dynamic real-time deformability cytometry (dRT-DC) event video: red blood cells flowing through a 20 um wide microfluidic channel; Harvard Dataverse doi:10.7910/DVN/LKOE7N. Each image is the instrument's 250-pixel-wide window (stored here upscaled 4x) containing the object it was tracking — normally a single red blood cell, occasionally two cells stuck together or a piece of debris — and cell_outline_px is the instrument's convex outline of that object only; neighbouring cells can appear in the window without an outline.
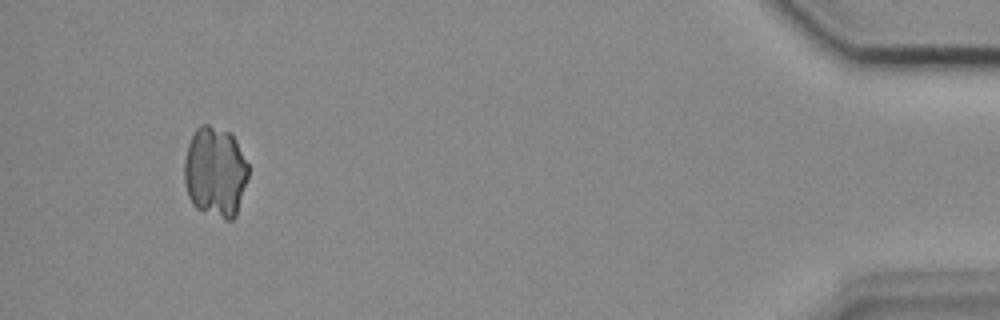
{"species": "common noctule bat (a hibernating species)", "species_latin": "Nyctalus noctula", "temperature_condition": "cold", "stored_images_in_passage": 45, "camera_frame_rate_fps": 3000, "um_per_image_px": 0.085, "animal": {"sex": "female", "body_mass_g": 18.4}, "frame": {"image": 1, "passage_image": 44, "time_ms": 14.333, "image_size_px": [1000, 320], "cell_outline_px": [[248, 176], [236, 216], [232, 220], [224, 220], [196, 208], [192, 204], [188, 196], [184, 180], [184, 160], [188, 144], [196, 128], [200, 124], [208, 124], [232, 132], [248, 164]], "centroid_in_image_um": [18.29, 14.6], "position_along_channel_um": 416.9, "area_um2": 34.1}}